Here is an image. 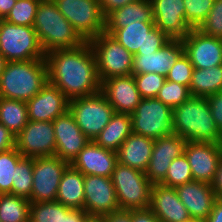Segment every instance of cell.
<instances>
[{"instance_id":"60d3db41","label":"cell","mask_w":222,"mask_h":222,"mask_svg":"<svg viewBox=\"0 0 222 222\" xmlns=\"http://www.w3.org/2000/svg\"><path fill=\"white\" fill-rule=\"evenodd\" d=\"M202 34L222 39V0H215L206 19L197 28Z\"/></svg>"},{"instance_id":"1f68e13d","label":"cell","mask_w":222,"mask_h":222,"mask_svg":"<svg viewBox=\"0 0 222 222\" xmlns=\"http://www.w3.org/2000/svg\"><path fill=\"white\" fill-rule=\"evenodd\" d=\"M30 204L27 198L9 193L0 194V222H27Z\"/></svg>"},{"instance_id":"f1b7e54d","label":"cell","mask_w":222,"mask_h":222,"mask_svg":"<svg viewBox=\"0 0 222 222\" xmlns=\"http://www.w3.org/2000/svg\"><path fill=\"white\" fill-rule=\"evenodd\" d=\"M132 133L130 114L115 112L106 127L94 139L97 145L117 151Z\"/></svg>"},{"instance_id":"681fc988","label":"cell","mask_w":222,"mask_h":222,"mask_svg":"<svg viewBox=\"0 0 222 222\" xmlns=\"http://www.w3.org/2000/svg\"><path fill=\"white\" fill-rule=\"evenodd\" d=\"M211 186L216 193L217 198L222 199V158L218 163L217 171Z\"/></svg>"},{"instance_id":"11a10c76","label":"cell","mask_w":222,"mask_h":222,"mask_svg":"<svg viewBox=\"0 0 222 222\" xmlns=\"http://www.w3.org/2000/svg\"><path fill=\"white\" fill-rule=\"evenodd\" d=\"M190 222H206L205 220H196V219H192Z\"/></svg>"},{"instance_id":"d590c367","label":"cell","mask_w":222,"mask_h":222,"mask_svg":"<svg viewBox=\"0 0 222 222\" xmlns=\"http://www.w3.org/2000/svg\"><path fill=\"white\" fill-rule=\"evenodd\" d=\"M41 0H16L15 5L4 18L9 23L33 26L36 10Z\"/></svg>"},{"instance_id":"9a60e30c","label":"cell","mask_w":222,"mask_h":222,"mask_svg":"<svg viewBox=\"0 0 222 222\" xmlns=\"http://www.w3.org/2000/svg\"><path fill=\"white\" fill-rule=\"evenodd\" d=\"M184 154L188 159L193 180L211 184L222 158V143L187 141Z\"/></svg>"},{"instance_id":"44dd1931","label":"cell","mask_w":222,"mask_h":222,"mask_svg":"<svg viewBox=\"0 0 222 222\" xmlns=\"http://www.w3.org/2000/svg\"><path fill=\"white\" fill-rule=\"evenodd\" d=\"M26 103L28 118L31 121L52 122L69 110V99L49 82Z\"/></svg>"},{"instance_id":"b9f144b4","label":"cell","mask_w":222,"mask_h":222,"mask_svg":"<svg viewBox=\"0 0 222 222\" xmlns=\"http://www.w3.org/2000/svg\"><path fill=\"white\" fill-rule=\"evenodd\" d=\"M193 70L194 67L189 58L183 53L168 71L166 80L189 87Z\"/></svg>"},{"instance_id":"836d02e7","label":"cell","mask_w":222,"mask_h":222,"mask_svg":"<svg viewBox=\"0 0 222 222\" xmlns=\"http://www.w3.org/2000/svg\"><path fill=\"white\" fill-rule=\"evenodd\" d=\"M22 158L16 147L0 152V194H12L15 169Z\"/></svg>"},{"instance_id":"f6af8a7d","label":"cell","mask_w":222,"mask_h":222,"mask_svg":"<svg viewBox=\"0 0 222 222\" xmlns=\"http://www.w3.org/2000/svg\"><path fill=\"white\" fill-rule=\"evenodd\" d=\"M15 147V135L0 123V152Z\"/></svg>"},{"instance_id":"e0dca14e","label":"cell","mask_w":222,"mask_h":222,"mask_svg":"<svg viewBox=\"0 0 222 222\" xmlns=\"http://www.w3.org/2000/svg\"><path fill=\"white\" fill-rule=\"evenodd\" d=\"M52 122L56 139L55 156L70 164L91 140L78 127L69 110L57 116Z\"/></svg>"},{"instance_id":"d4e9b609","label":"cell","mask_w":222,"mask_h":222,"mask_svg":"<svg viewBox=\"0 0 222 222\" xmlns=\"http://www.w3.org/2000/svg\"><path fill=\"white\" fill-rule=\"evenodd\" d=\"M117 153L90 141L73 159L70 165L84 175L111 177L115 169Z\"/></svg>"},{"instance_id":"ac0fdd59","label":"cell","mask_w":222,"mask_h":222,"mask_svg":"<svg viewBox=\"0 0 222 222\" xmlns=\"http://www.w3.org/2000/svg\"><path fill=\"white\" fill-rule=\"evenodd\" d=\"M184 53L196 69L211 68L222 65V39L202 34L191 29L182 39Z\"/></svg>"},{"instance_id":"7bdbcfd3","label":"cell","mask_w":222,"mask_h":222,"mask_svg":"<svg viewBox=\"0 0 222 222\" xmlns=\"http://www.w3.org/2000/svg\"><path fill=\"white\" fill-rule=\"evenodd\" d=\"M206 98L210 105V110L215 124L218 129L222 132V91L210 95Z\"/></svg>"},{"instance_id":"7a4b0ae2","label":"cell","mask_w":222,"mask_h":222,"mask_svg":"<svg viewBox=\"0 0 222 222\" xmlns=\"http://www.w3.org/2000/svg\"><path fill=\"white\" fill-rule=\"evenodd\" d=\"M173 133L186 141L222 143L207 98L190 96L172 111Z\"/></svg>"},{"instance_id":"f546056e","label":"cell","mask_w":222,"mask_h":222,"mask_svg":"<svg viewBox=\"0 0 222 222\" xmlns=\"http://www.w3.org/2000/svg\"><path fill=\"white\" fill-rule=\"evenodd\" d=\"M189 90L192 96L208 97L222 91V65L194 68Z\"/></svg>"},{"instance_id":"c3c4849f","label":"cell","mask_w":222,"mask_h":222,"mask_svg":"<svg viewBox=\"0 0 222 222\" xmlns=\"http://www.w3.org/2000/svg\"><path fill=\"white\" fill-rule=\"evenodd\" d=\"M102 218L103 222H131V210H120Z\"/></svg>"},{"instance_id":"83f0119b","label":"cell","mask_w":222,"mask_h":222,"mask_svg":"<svg viewBox=\"0 0 222 222\" xmlns=\"http://www.w3.org/2000/svg\"><path fill=\"white\" fill-rule=\"evenodd\" d=\"M84 174L70 164L59 183L56 201L72 209H84Z\"/></svg>"},{"instance_id":"d6986e66","label":"cell","mask_w":222,"mask_h":222,"mask_svg":"<svg viewBox=\"0 0 222 222\" xmlns=\"http://www.w3.org/2000/svg\"><path fill=\"white\" fill-rule=\"evenodd\" d=\"M155 26L170 39H184L192 29L185 19L183 0H151Z\"/></svg>"},{"instance_id":"484cf974","label":"cell","mask_w":222,"mask_h":222,"mask_svg":"<svg viewBox=\"0 0 222 222\" xmlns=\"http://www.w3.org/2000/svg\"><path fill=\"white\" fill-rule=\"evenodd\" d=\"M153 145L154 139L131 133L116 151L118 163L145 172Z\"/></svg>"},{"instance_id":"8992f818","label":"cell","mask_w":222,"mask_h":222,"mask_svg":"<svg viewBox=\"0 0 222 222\" xmlns=\"http://www.w3.org/2000/svg\"><path fill=\"white\" fill-rule=\"evenodd\" d=\"M88 42L96 58L97 74L101 83L112 77L133 74L134 55L111 34L104 31Z\"/></svg>"},{"instance_id":"ab89813d","label":"cell","mask_w":222,"mask_h":222,"mask_svg":"<svg viewBox=\"0 0 222 222\" xmlns=\"http://www.w3.org/2000/svg\"><path fill=\"white\" fill-rule=\"evenodd\" d=\"M137 89L142 98H155L166 81L157 73L133 74Z\"/></svg>"},{"instance_id":"4316f807","label":"cell","mask_w":222,"mask_h":222,"mask_svg":"<svg viewBox=\"0 0 222 222\" xmlns=\"http://www.w3.org/2000/svg\"><path fill=\"white\" fill-rule=\"evenodd\" d=\"M134 22H154L151 0H137L105 17V30H117Z\"/></svg>"},{"instance_id":"603a6c76","label":"cell","mask_w":222,"mask_h":222,"mask_svg":"<svg viewBox=\"0 0 222 222\" xmlns=\"http://www.w3.org/2000/svg\"><path fill=\"white\" fill-rule=\"evenodd\" d=\"M184 53L180 39H170L155 53L134 55L133 74L157 73L166 77L172 65Z\"/></svg>"},{"instance_id":"277c9868","label":"cell","mask_w":222,"mask_h":222,"mask_svg":"<svg viewBox=\"0 0 222 222\" xmlns=\"http://www.w3.org/2000/svg\"><path fill=\"white\" fill-rule=\"evenodd\" d=\"M33 28L43 52L77 48L86 41L60 13L53 0H41L36 10Z\"/></svg>"},{"instance_id":"7dc6e473","label":"cell","mask_w":222,"mask_h":222,"mask_svg":"<svg viewBox=\"0 0 222 222\" xmlns=\"http://www.w3.org/2000/svg\"><path fill=\"white\" fill-rule=\"evenodd\" d=\"M131 222H160L154 213L148 209L131 210Z\"/></svg>"},{"instance_id":"db71d44e","label":"cell","mask_w":222,"mask_h":222,"mask_svg":"<svg viewBox=\"0 0 222 222\" xmlns=\"http://www.w3.org/2000/svg\"><path fill=\"white\" fill-rule=\"evenodd\" d=\"M87 222H103V218L90 217Z\"/></svg>"},{"instance_id":"8d00e7d4","label":"cell","mask_w":222,"mask_h":222,"mask_svg":"<svg viewBox=\"0 0 222 222\" xmlns=\"http://www.w3.org/2000/svg\"><path fill=\"white\" fill-rule=\"evenodd\" d=\"M193 181L190 165L185 154L173 159L165 179L160 183L168 187H176Z\"/></svg>"},{"instance_id":"30bf717a","label":"cell","mask_w":222,"mask_h":222,"mask_svg":"<svg viewBox=\"0 0 222 222\" xmlns=\"http://www.w3.org/2000/svg\"><path fill=\"white\" fill-rule=\"evenodd\" d=\"M78 34L89 41L105 31V16L98 0H53Z\"/></svg>"},{"instance_id":"8fae6325","label":"cell","mask_w":222,"mask_h":222,"mask_svg":"<svg viewBox=\"0 0 222 222\" xmlns=\"http://www.w3.org/2000/svg\"><path fill=\"white\" fill-rule=\"evenodd\" d=\"M133 55L155 53L170 40L154 22H134L117 30H105Z\"/></svg>"},{"instance_id":"9c48e42d","label":"cell","mask_w":222,"mask_h":222,"mask_svg":"<svg viewBox=\"0 0 222 222\" xmlns=\"http://www.w3.org/2000/svg\"><path fill=\"white\" fill-rule=\"evenodd\" d=\"M173 109L155 98H142L130 115L132 133L157 139L173 133Z\"/></svg>"},{"instance_id":"f5cc1de1","label":"cell","mask_w":222,"mask_h":222,"mask_svg":"<svg viewBox=\"0 0 222 222\" xmlns=\"http://www.w3.org/2000/svg\"><path fill=\"white\" fill-rule=\"evenodd\" d=\"M6 62L7 61L5 60V57L0 53V75H1L2 71L4 70Z\"/></svg>"},{"instance_id":"6da1fadb","label":"cell","mask_w":222,"mask_h":222,"mask_svg":"<svg viewBox=\"0 0 222 222\" xmlns=\"http://www.w3.org/2000/svg\"><path fill=\"white\" fill-rule=\"evenodd\" d=\"M45 60L49 83L69 100L101 91L96 58L88 41L77 48L50 51Z\"/></svg>"},{"instance_id":"ee69618b","label":"cell","mask_w":222,"mask_h":222,"mask_svg":"<svg viewBox=\"0 0 222 222\" xmlns=\"http://www.w3.org/2000/svg\"><path fill=\"white\" fill-rule=\"evenodd\" d=\"M90 218L85 209H72L68 208L62 214V222H87Z\"/></svg>"},{"instance_id":"4fadbf2b","label":"cell","mask_w":222,"mask_h":222,"mask_svg":"<svg viewBox=\"0 0 222 222\" xmlns=\"http://www.w3.org/2000/svg\"><path fill=\"white\" fill-rule=\"evenodd\" d=\"M15 147L23 157L54 156L56 139L53 122L29 120L15 136Z\"/></svg>"},{"instance_id":"ba28073f","label":"cell","mask_w":222,"mask_h":222,"mask_svg":"<svg viewBox=\"0 0 222 222\" xmlns=\"http://www.w3.org/2000/svg\"><path fill=\"white\" fill-rule=\"evenodd\" d=\"M69 111L78 127L91 141L106 127L115 113L101 91L69 100Z\"/></svg>"},{"instance_id":"816d5d0a","label":"cell","mask_w":222,"mask_h":222,"mask_svg":"<svg viewBox=\"0 0 222 222\" xmlns=\"http://www.w3.org/2000/svg\"><path fill=\"white\" fill-rule=\"evenodd\" d=\"M16 0H0V19H4L15 5Z\"/></svg>"},{"instance_id":"7c38bea8","label":"cell","mask_w":222,"mask_h":222,"mask_svg":"<svg viewBox=\"0 0 222 222\" xmlns=\"http://www.w3.org/2000/svg\"><path fill=\"white\" fill-rule=\"evenodd\" d=\"M69 165L58 156L33 158V184L30 203L56 201L61 176Z\"/></svg>"},{"instance_id":"5bb4252c","label":"cell","mask_w":222,"mask_h":222,"mask_svg":"<svg viewBox=\"0 0 222 222\" xmlns=\"http://www.w3.org/2000/svg\"><path fill=\"white\" fill-rule=\"evenodd\" d=\"M84 209L90 217L102 218L120 211L111 177L84 175Z\"/></svg>"},{"instance_id":"f35d334b","label":"cell","mask_w":222,"mask_h":222,"mask_svg":"<svg viewBox=\"0 0 222 222\" xmlns=\"http://www.w3.org/2000/svg\"><path fill=\"white\" fill-rule=\"evenodd\" d=\"M215 0H183L185 19L192 29H197L206 19Z\"/></svg>"},{"instance_id":"bcb514c9","label":"cell","mask_w":222,"mask_h":222,"mask_svg":"<svg viewBox=\"0 0 222 222\" xmlns=\"http://www.w3.org/2000/svg\"><path fill=\"white\" fill-rule=\"evenodd\" d=\"M101 6L102 13L106 17L115 9L121 8L127 4L136 2L137 0H98Z\"/></svg>"},{"instance_id":"52a82bcc","label":"cell","mask_w":222,"mask_h":222,"mask_svg":"<svg viewBox=\"0 0 222 222\" xmlns=\"http://www.w3.org/2000/svg\"><path fill=\"white\" fill-rule=\"evenodd\" d=\"M0 53L7 62L45 59L33 26H22L0 19Z\"/></svg>"},{"instance_id":"cb8c5ba5","label":"cell","mask_w":222,"mask_h":222,"mask_svg":"<svg viewBox=\"0 0 222 222\" xmlns=\"http://www.w3.org/2000/svg\"><path fill=\"white\" fill-rule=\"evenodd\" d=\"M180 201L192 219L206 220L218 199L211 184L191 181L175 187Z\"/></svg>"},{"instance_id":"2e32d148","label":"cell","mask_w":222,"mask_h":222,"mask_svg":"<svg viewBox=\"0 0 222 222\" xmlns=\"http://www.w3.org/2000/svg\"><path fill=\"white\" fill-rule=\"evenodd\" d=\"M186 140L174 133L154 139L151 159L145 171L152 184H160L166 177L173 159L184 154Z\"/></svg>"},{"instance_id":"d6a6232c","label":"cell","mask_w":222,"mask_h":222,"mask_svg":"<svg viewBox=\"0 0 222 222\" xmlns=\"http://www.w3.org/2000/svg\"><path fill=\"white\" fill-rule=\"evenodd\" d=\"M33 184V158L23 157L17 164L12 184V194L30 200Z\"/></svg>"},{"instance_id":"5b68a950","label":"cell","mask_w":222,"mask_h":222,"mask_svg":"<svg viewBox=\"0 0 222 222\" xmlns=\"http://www.w3.org/2000/svg\"><path fill=\"white\" fill-rule=\"evenodd\" d=\"M111 180L120 210L148 209L152 183L145 172L117 163Z\"/></svg>"},{"instance_id":"74e56055","label":"cell","mask_w":222,"mask_h":222,"mask_svg":"<svg viewBox=\"0 0 222 222\" xmlns=\"http://www.w3.org/2000/svg\"><path fill=\"white\" fill-rule=\"evenodd\" d=\"M190 96L189 87L166 80L156 98L173 109L181 105Z\"/></svg>"},{"instance_id":"7402d4cb","label":"cell","mask_w":222,"mask_h":222,"mask_svg":"<svg viewBox=\"0 0 222 222\" xmlns=\"http://www.w3.org/2000/svg\"><path fill=\"white\" fill-rule=\"evenodd\" d=\"M149 209L160 222H190L192 218L180 201L175 187L153 184Z\"/></svg>"},{"instance_id":"ffe728a7","label":"cell","mask_w":222,"mask_h":222,"mask_svg":"<svg viewBox=\"0 0 222 222\" xmlns=\"http://www.w3.org/2000/svg\"><path fill=\"white\" fill-rule=\"evenodd\" d=\"M101 92L117 113L131 115L142 100L133 74L104 80Z\"/></svg>"},{"instance_id":"4dcf8cb0","label":"cell","mask_w":222,"mask_h":222,"mask_svg":"<svg viewBox=\"0 0 222 222\" xmlns=\"http://www.w3.org/2000/svg\"><path fill=\"white\" fill-rule=\"evenodd\" d=\"M28 109L25 101L0 97V123L15 136L28 123Z\"/></svg>"},{"instance_id":"e575fe53","label":"cell","mask_w":222,"mask_h":222,"mask_svg":"<svg viewBox=\"0 0 222 222\" xmlns=\"http://www.w3.org/2000/svg\"><path fill=\"white\" fill-rule=\"evenodd\" d=\"M68 208L57 201L31 203L29 219L32 222H62V214Z\"/></svg>"},{"instance_id":"3957f363","label":"cell","mask_w":222,"mask_h":222,"mask_svg":"<svg viewBox=\"0 0 222 222\" xmlns=\"http://www.w3.org/2000/svg\"><path fill=\"white\" fill-rule=\"evenodd\" d=\"M48 82L45 59L6 62L0 75V97L27 102Z\"/></svg>"},{"instance_id":"f907efd6","label":"cell","mask_w":222,"mask_h":222,"mask_svg":"<svg viewBox=\"0 0 222 222\" xmlns=\"http://www.w3.org/2000/svg\"><path fill=\"white\" fill-rule=\"evenodd\" d=\"M205 221L206 222H222V199H217L214 202L210 215Z\"/></svg>"}]
</instances>
